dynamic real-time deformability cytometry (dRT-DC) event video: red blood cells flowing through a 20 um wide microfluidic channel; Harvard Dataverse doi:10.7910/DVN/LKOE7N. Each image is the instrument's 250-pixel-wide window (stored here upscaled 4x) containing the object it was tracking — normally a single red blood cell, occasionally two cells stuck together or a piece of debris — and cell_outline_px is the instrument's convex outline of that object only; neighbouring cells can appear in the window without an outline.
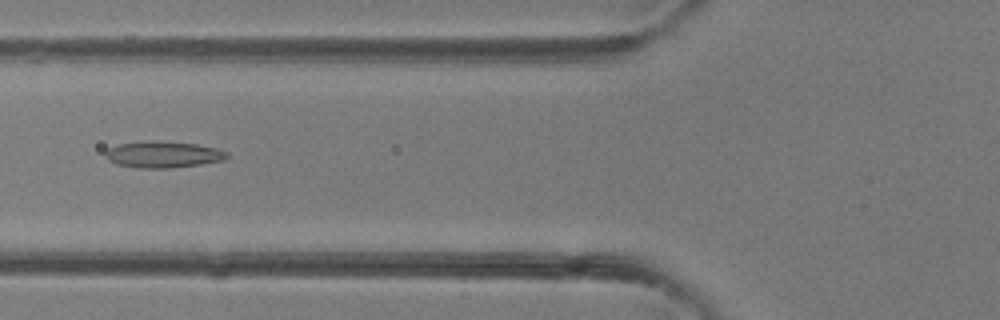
{"species": "common noctule bat (a hibernating species)", "species_latin": "Nyctalus noctula", "temperature_condition": "room temperature", "stored_images_in_passage": 4, "camera_frame_rate_fps": 3000, "um_per_image_px": 0.085, "animal": {"sex": "female"}, "frame": {"image": 1, "passage_image": 4, "time_ms": 3.333, "image_size_px": [1000, 320], "cell_outline_px": [[228, 156], [224, 160], [200, 164], [168, 168], [136, 168], [116, 164], [108, 160], [104, 152], [108, 148], [116, 144], [144, 140], [156, 140], [196, 144], [216, 148], [228, 152]], "centroid_in_image_um": [13.81, 13.12], "position_along_channel_um": 112.0, "area_um2": 18.96}}